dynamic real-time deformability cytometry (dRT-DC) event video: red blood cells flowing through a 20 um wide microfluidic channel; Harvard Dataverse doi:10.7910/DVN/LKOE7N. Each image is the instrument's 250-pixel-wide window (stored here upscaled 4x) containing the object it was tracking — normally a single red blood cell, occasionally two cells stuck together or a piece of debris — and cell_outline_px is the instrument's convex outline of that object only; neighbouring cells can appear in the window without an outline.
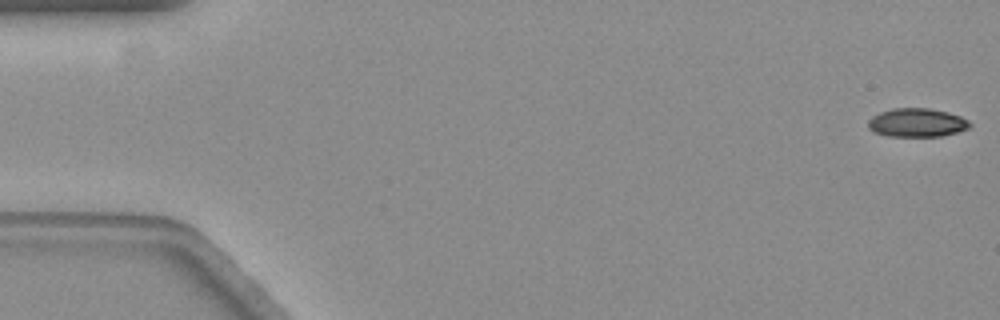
{"species": "common noctule bat (a hibernating species)", "species_latin": "Nyctalus noctula", "temperature_condition": "warm", "stored_images_in_passage": 58, "camera_frame_rate_fps": 3000, "um_per_image_px": 0.085, "animal": {"sex": "female", "body_mass_g": 19.3, "forearm_length_mm": 54.1}, "frame": {"image": 1, "passage_image": 1, "time_ms": 0.0, "image_size_px": [1000, 320], "cell_outline_px": [[972, 124], [968, 128], [956, 132], [940, 136], [888, 136], [876, 132], [868, 128], [868, 120], [872, 116], [880, 112], [892, 108], [928, 108], [948, 112], [960, 116], [968, 120]], "centroid_in_image_um": [77.93, 10.41], "position_along_channel_um": 7.1, "area_um2": 16.88}}
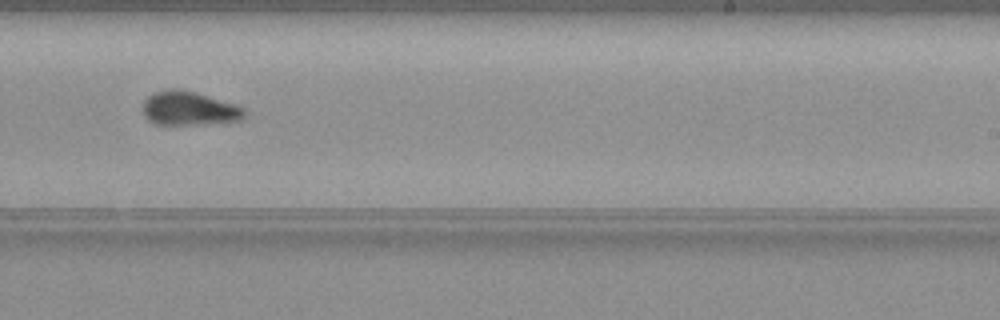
{"frame": {"image": 2, "passage_image": 36, "time_ms": 11.667, "image_size_px": [1000, 320], "cell_outline_px": [[248, 112], [240, 120], [192, 124], [156, 124], [148, 120], [144, 116], [144, 100], [148, 96], [156, 92], [168, 88], [176, 88], [196, 92], [244, 108]], "centroid_in_image_um": [16.04, 9.2], "position_along_channel_um": 273.0, "area_um2": 19.71}}
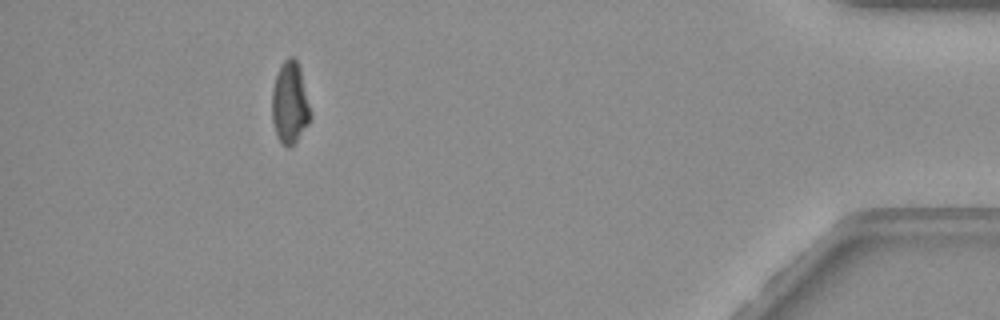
{"frame": {"image": 3, "passage_image": 53, "time_ms": 17.333, "image_size_px": [1000, 320], "cell_outline_px": [[312, 116], [308, 124], [296, 140], [288, 148], [280, 140], [276, 132], [272, 120], [272, 88], [276, 76], [284, 60], [288, 56], [292, 56], [296, 60], [300, 68], [312, 112]], "centroid_in_image_um": [24.66, 8.72], "position_along_channel_um": 410.5, "area_um2": 18.21}, "authors_computed_cell_mechanics": {"area_um2": 19.2185, "velocity_mm_per_s": 3.5317, "shape_relaxation_time_tau1_ms": null, "shape_relaxation_time_tau2_ms": 2.9633, "deformation_change_tau1": null, "deformation_change_tau2": 0.0829}}